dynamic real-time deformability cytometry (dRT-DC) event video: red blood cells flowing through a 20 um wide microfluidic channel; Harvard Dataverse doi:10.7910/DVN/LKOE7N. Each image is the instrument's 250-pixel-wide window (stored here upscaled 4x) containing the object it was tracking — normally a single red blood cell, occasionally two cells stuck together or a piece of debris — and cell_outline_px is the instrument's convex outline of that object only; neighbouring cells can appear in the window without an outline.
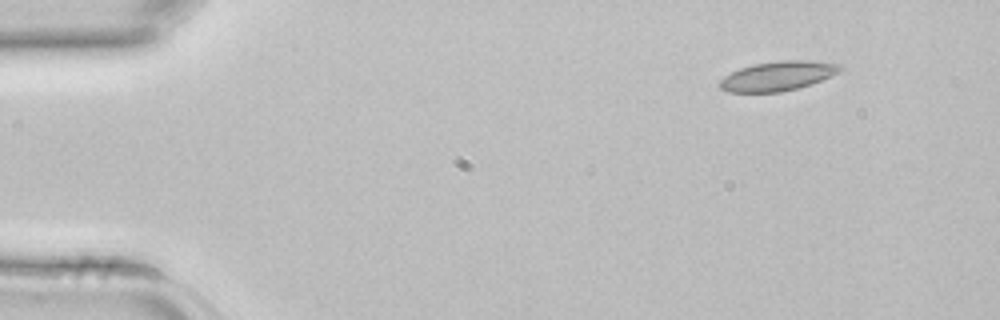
{"species": "common noctule bat (a hibernating species)", "species_latin": "Nyctalus noctula", "temperature_condition": "room temperature", "stored_images_in_passage": 5, "segment_of_instrument_passage": [2, 2], "camera_frame_rate_fps": 3000, "um_per_image_px": 0.085, "animal": {"sex": "female", "body_mass_g": 22.7, "forearm_length_mm": 54.2}, "frame": {"image": 1, "passage_image": 5, "time_ms": 1.333, "image_size_px": [1000, 320], "cell_outline_px": [[844, 68], [812, 84], [780, 92], [728, 92], [720, 88], [720, 80], [724, 76], [740, 68], [752, 64], [780, 60], [808, 60], [840, 64]], "centroid_in_image_um": [66.08, 6.45], "position_along_channel_um": 18.9, "area_um2": 20.46}}